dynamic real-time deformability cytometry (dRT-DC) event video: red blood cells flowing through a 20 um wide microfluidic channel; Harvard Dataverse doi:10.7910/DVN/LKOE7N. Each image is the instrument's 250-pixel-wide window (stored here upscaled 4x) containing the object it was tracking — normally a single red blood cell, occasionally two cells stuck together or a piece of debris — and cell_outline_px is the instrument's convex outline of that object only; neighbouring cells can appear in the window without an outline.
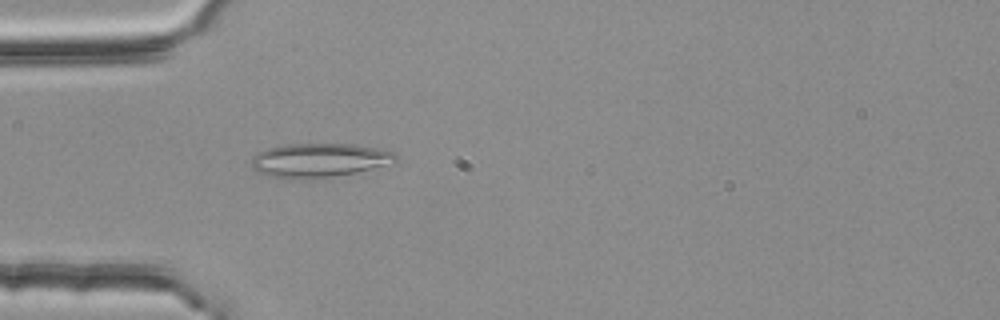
{"species": "common noctule bat (a hibernating species)", "species_latin": "Nyctalus noctula", "temperature_condition": "room temperature", "stored_images_in_passage": 45, "camera_frame_rate_fps": 3000, "um_per_image_px": 0.085, "animal": {"sex": "female", "body_mass_g": 25.1}, "frame": {"image": 1, "passage_image": 7, "time_ms": 2.0, "image_size_px": [1000, 320], "cell_outline_px": [[396, 160], [356, 172], [332, 176], [276, 176], [260, 172], [252, 168], [252, 156], [256, 152], [268, 148], [284, 144], [352, 144], [376, 148], [396, 152]], "centroid_in_image_um": [27.11, 13.56], "position_along_channel_um": 57.9, "area_um2": 27.22}}
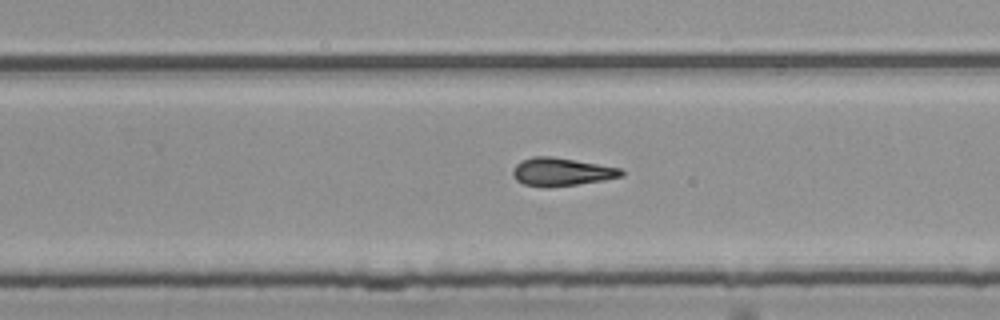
{"frame": {"image": 2, "passage_image": 25, "time_ms": 8.0, "image_size_px": [1000, 320], "cell_outline_px": [[624, 172], [620, 176], [604, 180], [548, 188], [524, 184], [516, 180], [512, 176], [512, 168], [520, 160], [532, 156], [552, 156], [624, 168]], "centroid_in_image_um": [47.69, 14.6], "position_along_channel_um": 282.1, "area_um2": 17.98}}
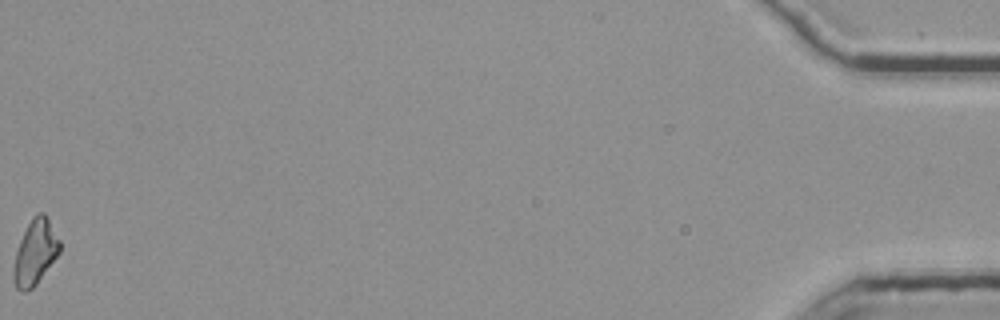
{"frame": {"image": 3, "passage_image": 45, "time_ms": 14.667, "image_size_px": [1000, 320], "cell_outline_px": [[60, 252], [36, 284], [32, 288], [24, 292], [20, 292], [16, 288], [12, 280], [12, 268], [16, 252], [20, 240], [32, 216], [40, 212], [44, 212], [48, 216], [60, 240]], "centroid_in_image_um": [2.98, 21.44], "position_along_channel_um": 432.2, "area_um2": 17.69}, "authors_computed_cell_mechanics": {"area_um2": 17.5712, "velocity_mm_per_s": 3.8027, "shape_relaxation_time_tau1_ms": null, "shape_relaxation_time_tau2_ms": 7.6834, "deformation_change_tau1": null, "deformation_change_tau2": 0.1804}}